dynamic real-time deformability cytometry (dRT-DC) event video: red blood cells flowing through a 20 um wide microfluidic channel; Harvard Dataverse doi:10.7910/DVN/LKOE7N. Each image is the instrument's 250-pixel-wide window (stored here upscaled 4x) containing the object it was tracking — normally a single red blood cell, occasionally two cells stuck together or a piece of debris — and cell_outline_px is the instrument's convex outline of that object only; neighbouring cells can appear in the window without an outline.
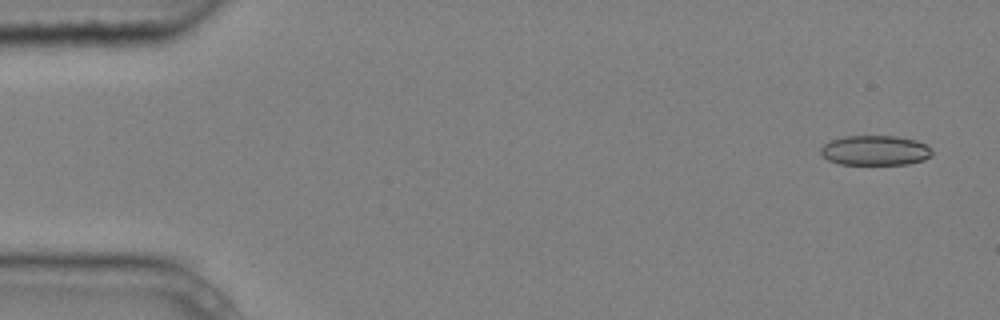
{"species": "common noctule bat (a hibernating species)", "species_latin": "Nyctalus noctula", "temperature_condition": "cold", "stored_images_in_passage": 5, "camera_frame_rate_fps": 3000, "um_per_image_px": 0.085, "animal": {"sex": "male", "body_mass_g": 20.4}, "frame": {"image": 1, "passage_image": 1, "time_ms": 0.0, "image_size_px": [1000, 320], "cell_outline_px": [[932, 156], [924, 160], [908, 164], [840, 164], [828, 160], [820, 152], [820, 148], [824, 144], [832, 140], [844, 136], [896, 136], [916, 140], [932, 148]], "centroid_in_image_um": [74.41, 12.78], "position_along_channel_um": 10.6, "area_um2": 19.42}}